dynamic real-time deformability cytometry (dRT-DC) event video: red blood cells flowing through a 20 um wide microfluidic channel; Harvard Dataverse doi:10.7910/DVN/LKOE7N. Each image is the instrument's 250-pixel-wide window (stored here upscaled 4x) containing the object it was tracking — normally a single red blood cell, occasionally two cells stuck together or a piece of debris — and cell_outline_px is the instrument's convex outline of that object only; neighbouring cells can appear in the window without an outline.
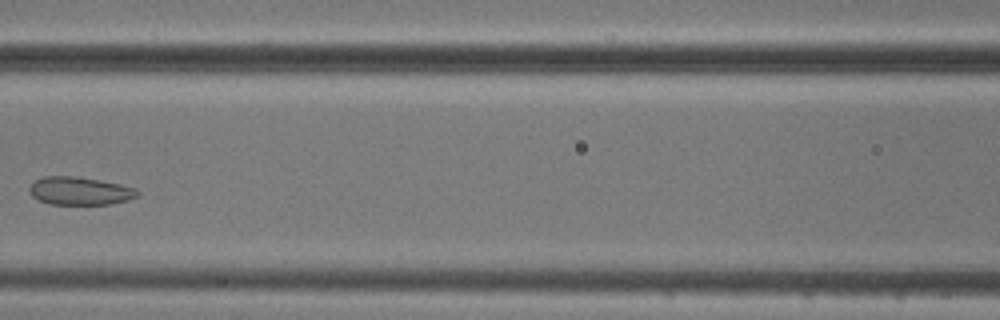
{"species": "common noctule bat (a hibernating species)", "species_latin": "Nyctalus noctula", "temperature_condition": "cold", "stored_images_in_passage": 8, "camera_frame_rate_fps": 3000, "um_per_image_px": 0.085, "animal": {"sex": "male", "body_mass_g": 20.5, "forearm_length_mm": 52.5}, "frame": {"image": 1, "passage_image": 4, "time_ms": 3.667, "image_size_px": [1000, 320], "cell_outline_px": [[140, 192], [136, 196], [128, 200], [112, 204], [48, 204], [32, 196], [28, 188], [36, 180], [44, 176], [72, 176], [100, 180], [120, 184], [136, 188]], "centroid_in_image_um": [6.8, 16.23], "position_along_channel_um": 159.8, "area_um2": 17.57}}
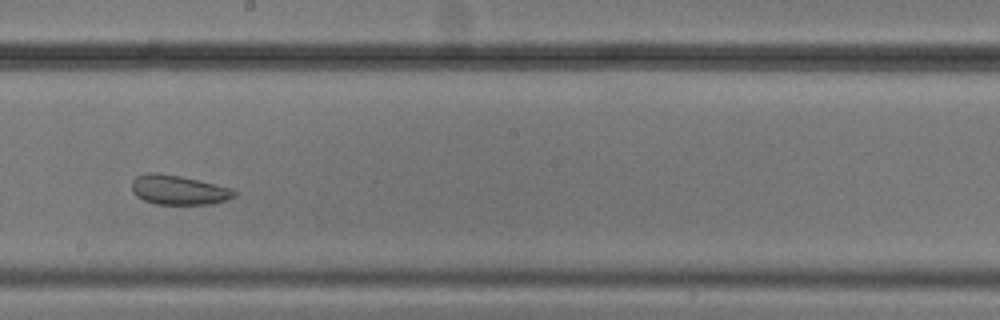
{"frame": {"image": 2, "passage_image": 6, "time_ms": 5.667, "image_size_px": [1000, 320], "cell_outline_px": [[236, 196], [212, 204], [156, 204], [144, 200], [136, 196], [132, 192], [132, 180], [136, 176], [148, 172], [156, 172], [180, 176], [216, 184], [232, 188], [236, 192]], "centroid_in_image_um": [15.15, 16.14], "position_along_channel_um": 233.0, "area_um2": 17.63}}
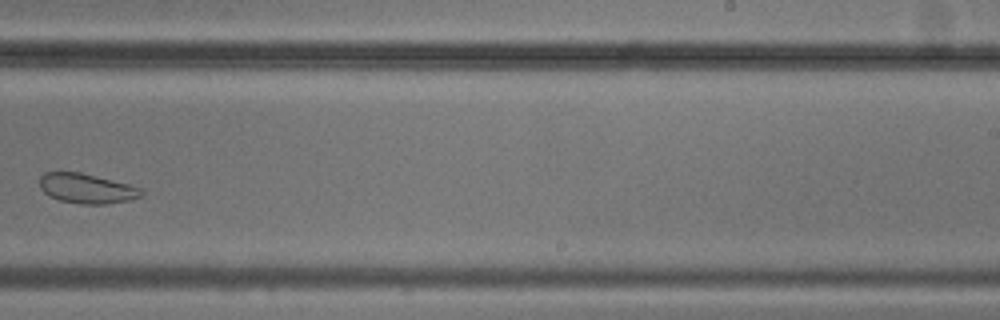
{"frame": {"image": 3, "passage_image": 7, "time_ms": 7.0, "image_size_px": [1000, 320], "cell_outline_px": [[144, 192], [140, 196], [132, 200], [104, 204], [80, 204], [60, 200], [48, 196], [40, 188], [40, 176], [44, 172], [80, 172], [128, 184], [140, 188]], "centroid_in_image_um": [7.35, 16.02], "position_along_channel_um": 281.6, "area_um2": 17.63}}